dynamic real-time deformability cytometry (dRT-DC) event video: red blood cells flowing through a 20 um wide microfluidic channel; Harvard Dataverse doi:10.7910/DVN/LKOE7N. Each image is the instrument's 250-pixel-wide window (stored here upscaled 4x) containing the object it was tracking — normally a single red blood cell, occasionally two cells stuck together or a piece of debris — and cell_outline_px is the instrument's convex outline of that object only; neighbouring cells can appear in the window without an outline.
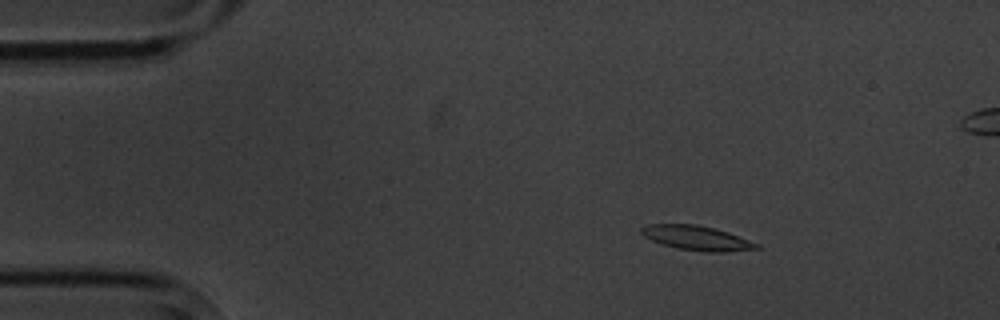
{"species": "common noctule bat (a hibernating species)", "species_latin": "Nyctalus noctula", "temperature_condition": "cold", "stored_images_in_passage": 5, "camera_frame_rate_fps": 3000, "um_per_image_px": 0.085, "animal": {"sex": "male", "body_mass_g": 20.1, "forearm_length_mm": 53.5}, "frame": {"image": 1, "passage_image": 2, "time_ms": 1.0, "image_size_px": [1000, 320], "cell_outline_px": [[764, 248], [724, 252], [704, 252], [676, 248], [652, 240], [644, 236], [640, 232], [640, 228], [648, 224], [696, 224], [728, 232], [760, 244]], "centroid_in_image_um": [59.26, 20.24], "position_along_channel_um": 25.7, "area_um2": 16.47}}
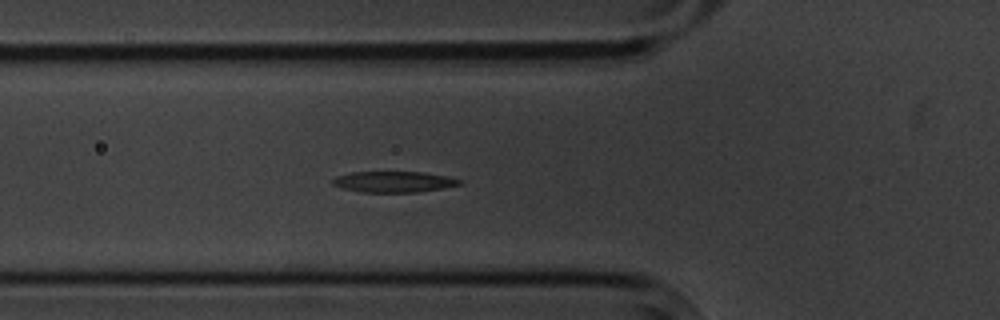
{"frame": {"image": 2, "passage_image": 5, "time_ms": 4.667, "image_size_px": [1000, 320], "cell_outline_px": [[464, 184], [444, 188], [416, 192], [360, 192], [344, 188], [332, 184], [332, 180], [336, 176], [352, 172], [424, 172], [448, 176], [460, 180]], "centroid_in_image_um": [33.5, 15.45], "position_along_channel_um": 92.3, "area_um2": 15.49}}